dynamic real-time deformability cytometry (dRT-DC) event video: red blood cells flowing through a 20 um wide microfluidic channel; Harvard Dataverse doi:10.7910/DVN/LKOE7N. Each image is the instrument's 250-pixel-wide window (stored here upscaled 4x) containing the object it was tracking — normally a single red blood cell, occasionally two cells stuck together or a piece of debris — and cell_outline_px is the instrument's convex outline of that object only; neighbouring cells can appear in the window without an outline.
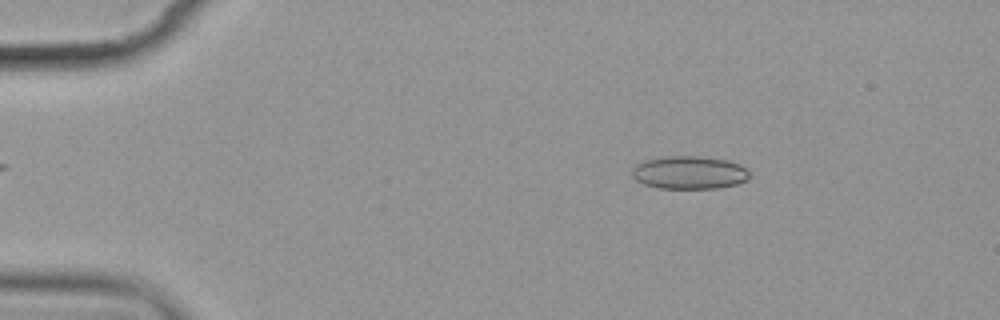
{"species": "common noctule bat (a hibernating species)", "species_latin": "Nyctalus noctula", "temperature_condition": "cold", "stored_images_in_passage": 5, "camera_frame_rate_fps": 3000, "um_per_image_px": 0.085, "animal": {"sex": "female", "body_mass_g": 19.9}, "frame": {"image": 1, "passage_image": 2, "time_ms": 1.333, "image_size_px": [1000, 320], "cell_outline_px": [[748, 176], [744, 180], [736, 184], [716, 188], [656, 188], [644, 184], [636, 180], [632, 176], [632, 168], [636, 164], [644, 160], [668, 156], [696, 156], [728, 160], [740, 164], [748, 172]], "centroid_in_image_um": [58.53, 14.66], "position_along_channel_um": 26.5, "area_um2": 22.43}}